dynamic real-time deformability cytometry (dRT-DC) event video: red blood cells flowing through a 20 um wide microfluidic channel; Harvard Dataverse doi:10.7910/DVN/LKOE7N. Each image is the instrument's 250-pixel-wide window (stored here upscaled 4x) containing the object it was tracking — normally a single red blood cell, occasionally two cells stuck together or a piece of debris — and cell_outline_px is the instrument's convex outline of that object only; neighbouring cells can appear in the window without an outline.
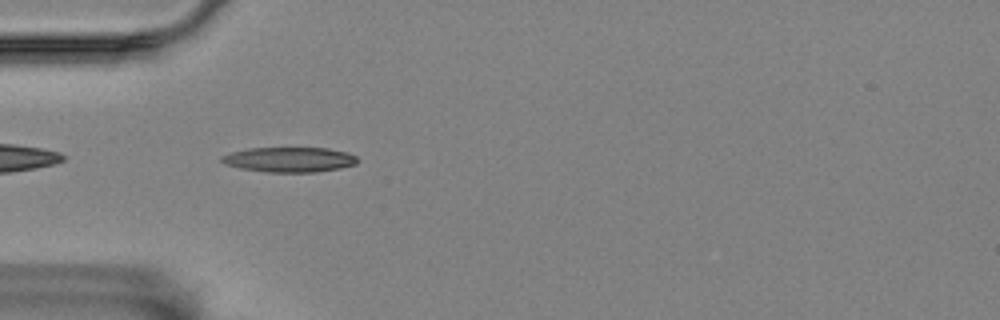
{"species": "Egyptian fruit bat (a non-hibernating species)", "species_latin": "Rousettus aegyptiacus", "temperature_condition": "room temperature", "stored_images_in_passage": 7, "camera_frame_rate_fps": 3000, "um_per_image_px": 0.085, "animal": {"sex": "female"}, "frame": {"image": 1, "passage_image": 6, "time_ms": 1.667, "image_size_px": [1000, 320], "cell_outline_px": [[356, 164], [340, 168], [316, 172], [264, 172], [240, 168], [224, 164], [220, 160], [220, 156], [232, 152], [248, 148], [328, 148], [348, 152], [356, 156]], "centroid_in_image_um": [24.57, 13.56], "position_along_channel_um": 60.4, "area_um2": 19.83}}
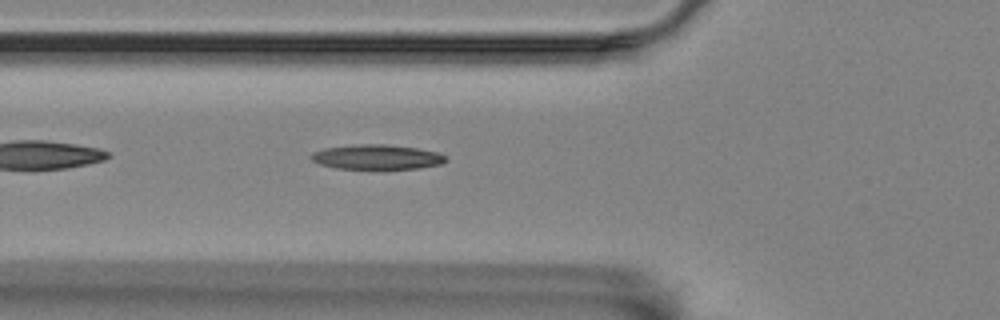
{"frame": {"image": 2, "passage_image": 7, "time_ms": 2.0, "image_size_px": [1000, 320], "cell_outline_px": [[448, 160], [440, 164], [420, 168], [336, 168], [320, 164], [312, 160], [308, 156], [312, 152], [324, 148], [360, 144], [384, 144], [416, 148], [436, 152], [444, 156]], "centroid_in_image_um": [31.99, 13.34], "position_along_channel_um": 93.8, "area_um2": 19.13}}